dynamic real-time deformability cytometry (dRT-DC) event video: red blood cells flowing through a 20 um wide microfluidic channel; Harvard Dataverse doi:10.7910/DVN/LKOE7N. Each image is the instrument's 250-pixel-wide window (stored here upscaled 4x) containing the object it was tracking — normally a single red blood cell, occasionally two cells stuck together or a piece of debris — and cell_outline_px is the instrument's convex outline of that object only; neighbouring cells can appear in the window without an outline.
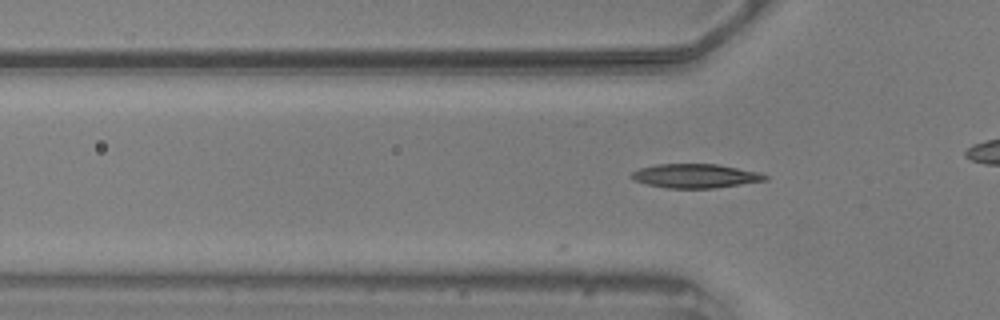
{"species": "common noctule bat (a hibernating species)", "species_latin": "Nyctalus noctula", "temperature_condition": "warm", "stored_images_in_passage": 17, "camera_frame_rate_fps": 3000, "um_per_image_px": 0.085, "animal": {"sex": "male", "body_mass_g": 20.5, "forearm_length_mm": 52.5}, "frame": {"image": 1, "passage_image": 17, "time_ms": 5.333, "image_size_px": [1000, 320], "cell_outline_px": [[768, 180], [712, 188], [668, 188], [648, 184], [636, 180], [628, 176], [632, 172], [640, 168], [656, 164], [716, 164], [760, 172], [768, 176]], "centroid_in_image_um": [59.11, 14.94], "position_along_channel_um": 66.7, "area_um2": 18.55}}